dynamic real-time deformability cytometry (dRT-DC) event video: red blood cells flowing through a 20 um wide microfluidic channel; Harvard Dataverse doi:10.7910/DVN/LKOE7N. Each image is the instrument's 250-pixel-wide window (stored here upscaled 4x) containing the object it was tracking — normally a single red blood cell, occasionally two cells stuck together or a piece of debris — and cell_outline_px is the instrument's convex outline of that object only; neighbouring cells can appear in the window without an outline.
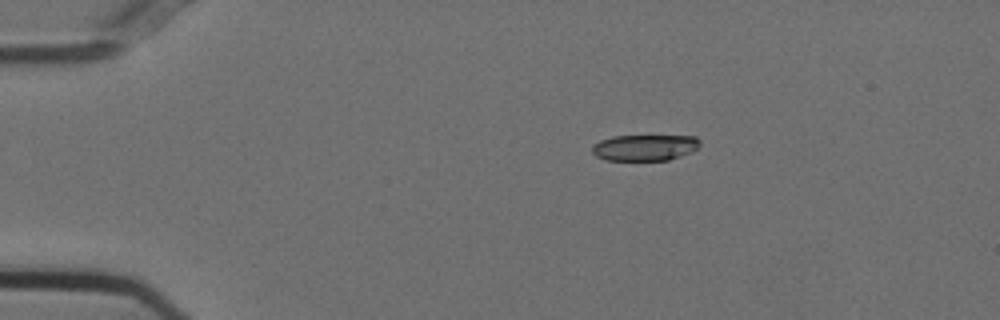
{"species": "Egyptian fruit bat (a non-hibernating species)", "species_latin": "Rousettus aegyptiacus", "temperature_condition": "cold", "stored_images_in_passage": 8, "camera_frame_rate_fps": 3000, "um_per_image_px": 0.085, "animal": {"sex": "female"}, "frame": {"image": 1, "passage_image": 1, "time_ms": 0.0, "image_size_px": [1000, 320], "cell_outline_px": [[700, 144], [692, 152], [668, 160], [604, 160], [596, 156], [592, 152], [592, 144], [600, 140], [612, 136], [696, 136], [700, 140]], "centroid_in_image_um": [54.78, 12.54], "position_along_channel_um": 30.2, "area_um2": 16.47}}